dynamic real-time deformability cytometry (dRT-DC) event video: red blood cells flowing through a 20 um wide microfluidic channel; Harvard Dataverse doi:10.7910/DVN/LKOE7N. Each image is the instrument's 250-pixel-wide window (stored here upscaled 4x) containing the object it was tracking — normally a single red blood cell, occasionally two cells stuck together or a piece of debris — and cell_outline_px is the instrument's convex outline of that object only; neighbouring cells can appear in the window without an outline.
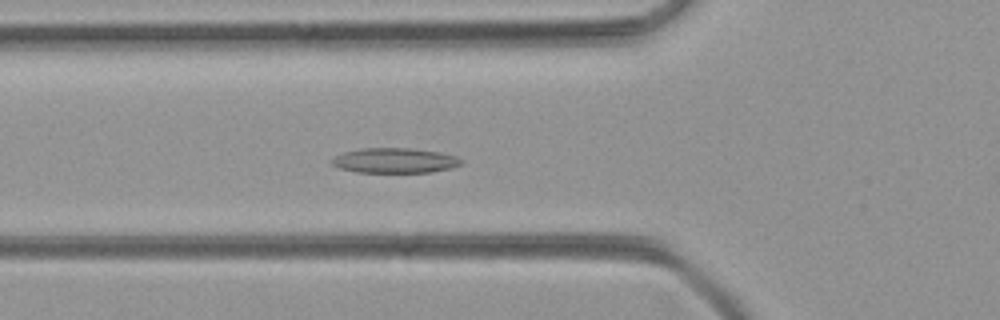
{"species": "common noctule bat (a hibernating species)", "species_latin": "Nyctalus noctula", "temperature_condition": "room temperature", "stored_images_in_passage": 47, "camera_frame_rate_fps": 3000, "um_per_image_px": 0.085, "animal": {"sex": "female", "body_mass_g": 21.9}, "frame": {"image": 1, "passage_image": 15, "time_ms": 4.667, "image_size_px": [1000, 320], "cell_outline_px": [[464, 164], [432, 172], [356, 172], [340, 168], [332, 164], [328, 160], [344, 152], [360, 148], [412, 148], [440, 152], [456, 156], [464, 160]], "centroid_in_image_um": [33.56, 13.64], "position_along_channel_um": 92.2, "area_um2": 18.96}}
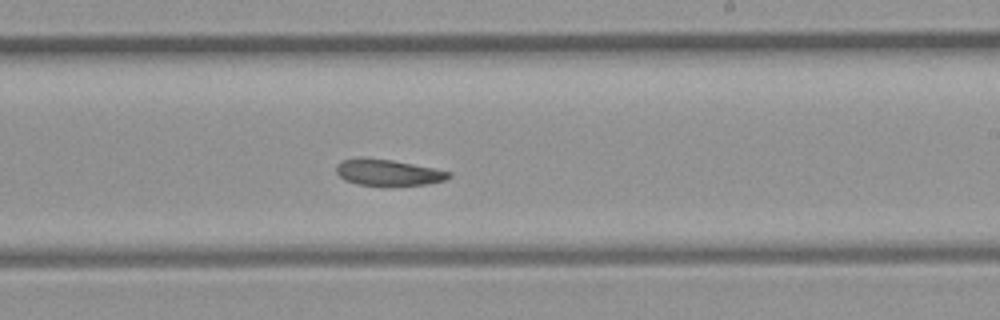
{"frame": {"image": 2, "passage_image": 27, "time_ms": 8.667, "image_size_px": [1000, 320], "cell_outline_px": [[452, 176], [444, 180], [428, 184], [356, 184], [344, 180], [336, 172], [336, 164], [340, 160], [360, 156], [364, 156], [392, 160], [452, 172]], "centroid_in_image_um": [32.92, 14.62], "position_along_channel_um": 256.1, "area_um2": 17.05}}
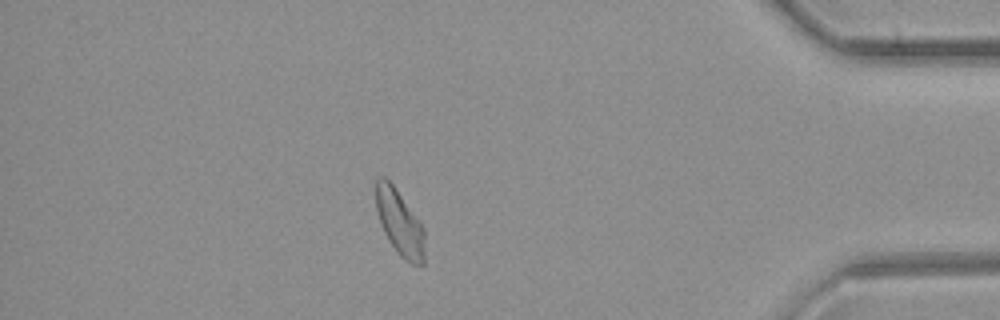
{"frame": {"image": 3, "passage_image": 41, "time_ms": 13.333, "image_size_px": [1000, 320], "cell_outline_px": [[424, 264], [412, 264], [404, 260], [396, 252], [388, 240], [380, 224], [376, 208], [376, 180], [380, 176], [384, 176], [392, 184], [424, 228]], "centroid_in_image_um": [33.96, 18.96], "position_along_channel_um": 401.2, "area_um2": 18.44}}